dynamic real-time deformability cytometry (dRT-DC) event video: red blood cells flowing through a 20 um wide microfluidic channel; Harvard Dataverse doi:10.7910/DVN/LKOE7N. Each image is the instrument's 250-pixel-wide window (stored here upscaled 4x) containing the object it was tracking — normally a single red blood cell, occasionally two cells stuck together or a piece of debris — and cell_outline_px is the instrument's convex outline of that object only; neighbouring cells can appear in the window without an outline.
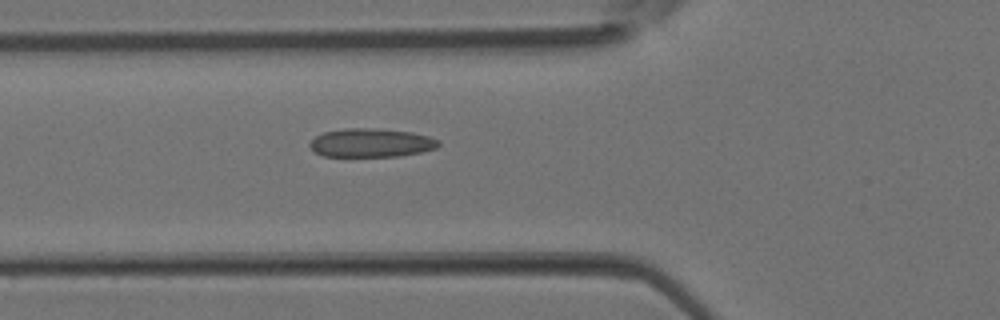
{"species": "Egyptian fruit bat (a non-hibernating species)", "species_latin": "Rousettus aegyptiacus", "temperature_condition": "room temperature", "stored_images_in_passage": 3, "camera_frame_rate_fps": 3000, "um_per_image_px": 0.085, "animal": {"sex": "female"}, "frame": {"image": 1, "passage_image": 3, "time_ms": 0.667, "image_size_px": [1000, 320], "cell_outline_px": [[440, 144], [436, 148], [420, 152], [396, 156], [324, 156], [316, 152], [308, 144], [316, 136], [324, 132], [344, 128], [376, 128], [412, 132], [428, 136], [440, 140]], "centroid_in_image_um": [31.56, 12.13], "position_along_channel_um": 94.2, "area_um2": 21.39}}